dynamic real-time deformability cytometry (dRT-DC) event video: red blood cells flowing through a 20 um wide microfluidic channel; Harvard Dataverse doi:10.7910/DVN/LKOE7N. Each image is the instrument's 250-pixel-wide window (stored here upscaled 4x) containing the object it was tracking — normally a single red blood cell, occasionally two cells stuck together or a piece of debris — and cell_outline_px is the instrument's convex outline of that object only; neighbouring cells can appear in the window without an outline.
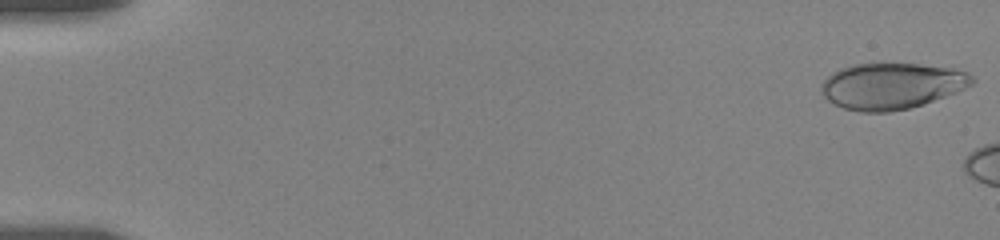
{"species": "human", "species_latin": "Homo sapiens", "temperature_condition": "room temperature", "stored_images_in_passage": 16, "camera_frame_rate_fps": 3000, "um_per_image_px": 0.085, "donor": {"sex": "female"}, "frame": {"image": 1, "passage_image": 1, "time_ms": 0.0, "image_size_px": [1000, 240], "cell_outline_px": [[976, 80], [972, 84], [956, 92], [924, 104], [908, 108], [888, 112], [860, 112], [844, 108], [828, 100], [820, 92], [820, 84], [832, 72], [840, 68], [852, 64], [880, 60], [920, 64], [952, 68], [968, 72]], "centroid_in_image_um": [75.76, 7.26], "position_along_channel_um": 9.2, "area_um2": 41.56}}